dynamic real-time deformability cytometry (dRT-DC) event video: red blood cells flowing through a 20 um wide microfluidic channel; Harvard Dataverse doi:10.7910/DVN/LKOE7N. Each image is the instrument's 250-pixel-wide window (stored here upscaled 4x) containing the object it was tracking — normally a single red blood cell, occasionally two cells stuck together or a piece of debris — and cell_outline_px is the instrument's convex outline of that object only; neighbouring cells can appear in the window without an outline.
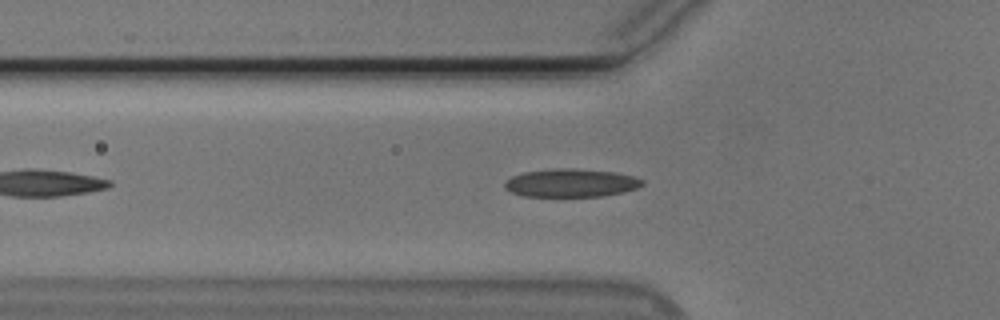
{"species": "Egyptian fruit bat (a non-hibernating species)", "species_latin": "Rousettus aegyptiacus", "temperature_condition": "cold", "stored_images_in_passage": 46, "segment_of_instrument_passage": [1, 2], "camera_frame_rate_fps": 3000, "um_per_image_px": 0.085, "animal": {"sex": "male"}, "frame": {"image": 1, "passage_image": 9, "time_ms": 2.667, "image_size_px": [1000, 320], "cell_outline_px": [[644, 184], [636, 188], [624, 192], [604, 196], [524, 196], [512, 192], [504, 188], [504, 180], [512, 176], [524, 172], [552, 168], [576, 168], [612, 172], [632, 176], [644, 180]], "centroid_in_image_um": [48.51, 15.54], "position_along_channel_um": 77.3, "area_um2": 22.66}}
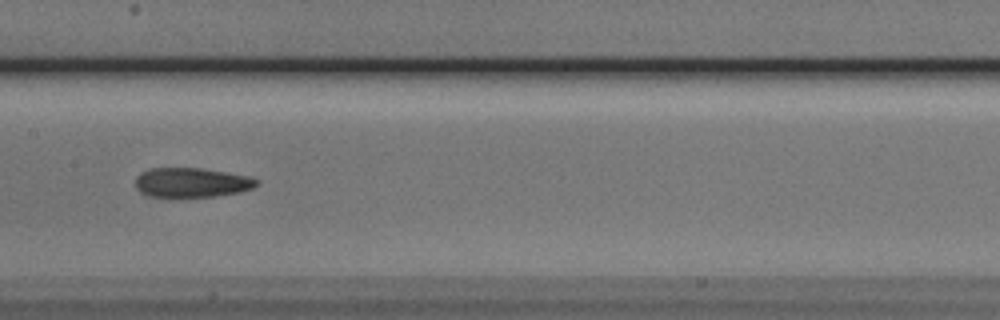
{"frame": {"image": 2, "passage_image": 18, "time_ms": 5.667, "image_size_px": [1000, 320], "cell_outline_px": [[260, 180], [252, 188], [240, 192], [216, 196], [176, 200], [172, 200], [148, 196], [140, 192], [136, 188], [136, 176], [152, 168], [200, 168], [248, 176]], "centroid_in_image_um": [16.24, 15.57], "position_along_channel_um": 191.2, "area_um2": 21.56}}
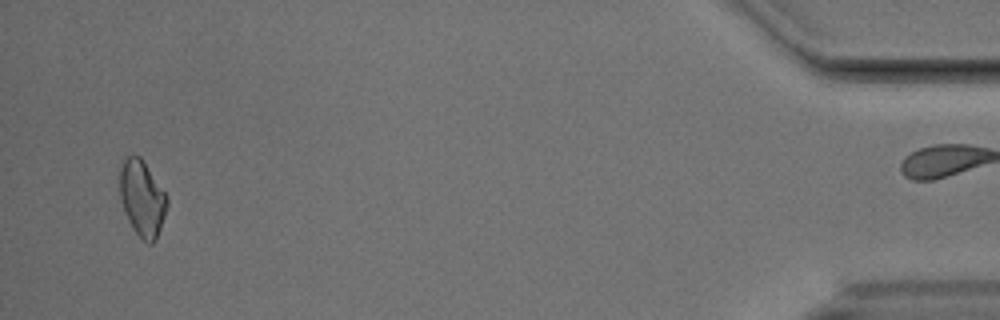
{"frame": {"image": 3, "passage_image": 43, "time_ms": 14.0, "image_size_px": [1000, 320], "cell_outline_px": [[168, 204], [156, 240], [152, 244], [148, 244], [132, 228], [124, 212], [120, 200], [120, 168], [124, 160], [128, 156], [140, 156], [168, 196]], "centroid_in_image_um": [12.09, 16.87], "position_along_channel_um": 423.1, "area_um2": 20.81}}